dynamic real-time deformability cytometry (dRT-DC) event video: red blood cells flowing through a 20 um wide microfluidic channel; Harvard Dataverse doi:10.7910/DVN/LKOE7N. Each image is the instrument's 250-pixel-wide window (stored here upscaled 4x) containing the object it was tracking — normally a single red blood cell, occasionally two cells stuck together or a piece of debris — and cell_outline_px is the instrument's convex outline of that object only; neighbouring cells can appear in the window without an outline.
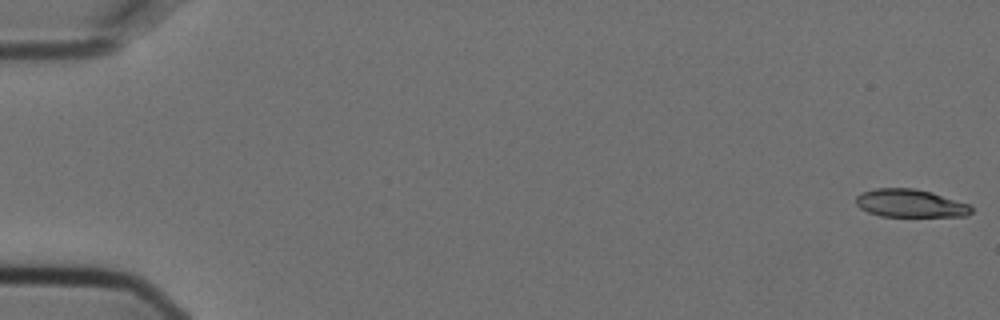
{"species": "Egyptian fruit bat (a non-hibernating species)", "species_latin": "Rousettus aegyptiacus", "temperature_condition": "cold", "stored_images_in_passage": 56, "camera_frame_rate_fps": 3000, "um_per_image_px": 0.085, "animal": {"sex": "female"}, "frame": {"image": 1, "passage_image": 1, "time_ms": 0.0, "image_size_px": [1000, 320], "cell_outline_px": [[972, 212], [968, 216], [880, 216], [868, 212], [860, 208], [856, 204], [856, 196], [864, 192], [876, 188], [916, 188], [932, 192], [968, 204], [972, 208]], "centroid_in_image_um": [77.37, 17.28], "position_along_channel_um": 7.6, "area_um2": 18.73}}
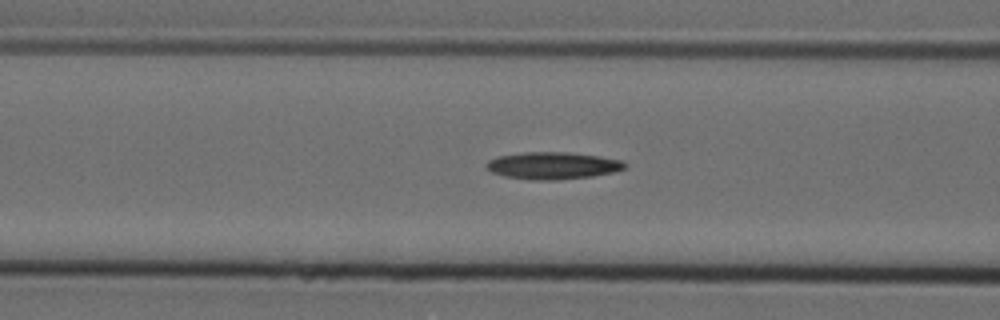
{"frame": {"image": 2, "passage_image": 23, "time_ms": 7.333, "image_size_px": [1000, 320], "cell_outline_px": [[628, 168], [612, 172], [592, 176], [556, 180], [532, 180], [504, 176], [492, 172], [484, 168], [484, 164], [488, 160], [496, 156], [524, 152], [568, 152], [600, 156], [624, 160], [628, 164]], "centroid_in_image_um": [46.98, 14.07], "position_along_channel_um": 119.6, "area_um2": 22.25}}
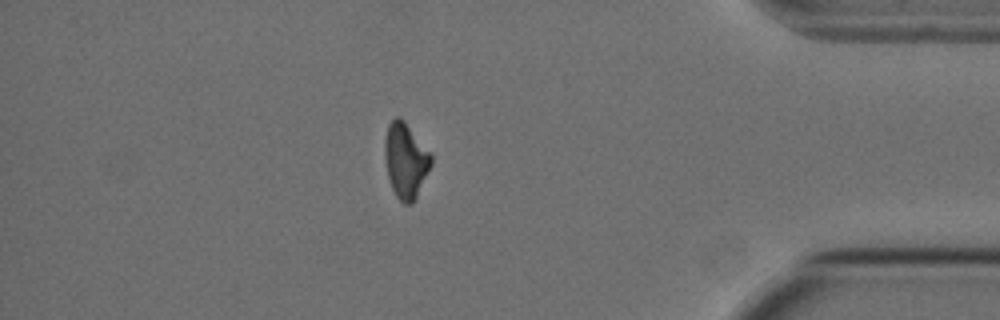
{"frame": {"image": 3, "passage_image": 49, "time_ms": 16.0, "image_size_px": [1000, 320], "cell_outline_px": [[432, 164], [416, 200], [412, 204], [404, 204], [396, 196], [392, 188], [388, 176], [384, 156], [384, 140], [388, 124], [396, 116], [400, 116], [404, 120], [432, 156]], "centroid_in_image_um": [34.47, 13.66], "position_along_channel_um": 400.7, "area_um2": 20.4}, "authors_computed_cell_mechanics": {"area_um2": 20.6346, "velocity_mm_per_s": 3.6336, "shape_relaxation_time_tau1_ms": 9.4501, "shape_relaxation_time_tau2_ms": null, "deformation_change_tau1": 0.2112, "deformation_change_tau2": null}}